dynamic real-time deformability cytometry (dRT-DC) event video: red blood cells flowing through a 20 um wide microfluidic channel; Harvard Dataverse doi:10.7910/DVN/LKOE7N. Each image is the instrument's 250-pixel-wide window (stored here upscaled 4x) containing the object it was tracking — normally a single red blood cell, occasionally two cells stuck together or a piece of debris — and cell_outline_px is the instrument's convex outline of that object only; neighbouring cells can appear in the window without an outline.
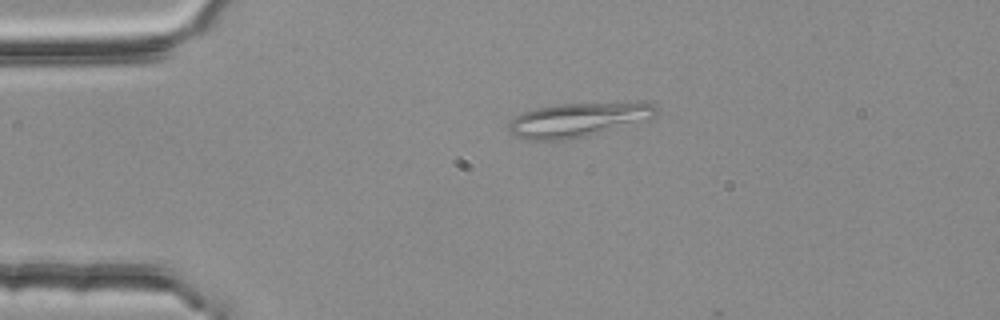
{"species": "common noctule bat (a hibernating species)", "species_latin": "Nyctalus noctula", "temperature_condition": "room temperature", "stored_images_in_passage": 4, "camera_frame_rate_fps": 3000, "um_per_image_px": 0.085, "animal": {"sex": "female", "body_mass_g": 25.1}, "frame": {"image": 1, "passage_image": 2, "time_ms": 0.333, "image_size_px": [1000, 320], "cell_outline_px": [[660, 108], [656, 116], [648, 120], [584, 136], [564, 140], [528, 140], [516, 136], [508, 132], [508, 120], [524, 112], [536, 108], [560, 104], [652, 104]], "centroid_in_image_um": [49.06, 10.21], "position_along_channel_um": 35.9, "area_um2": 28.73}}